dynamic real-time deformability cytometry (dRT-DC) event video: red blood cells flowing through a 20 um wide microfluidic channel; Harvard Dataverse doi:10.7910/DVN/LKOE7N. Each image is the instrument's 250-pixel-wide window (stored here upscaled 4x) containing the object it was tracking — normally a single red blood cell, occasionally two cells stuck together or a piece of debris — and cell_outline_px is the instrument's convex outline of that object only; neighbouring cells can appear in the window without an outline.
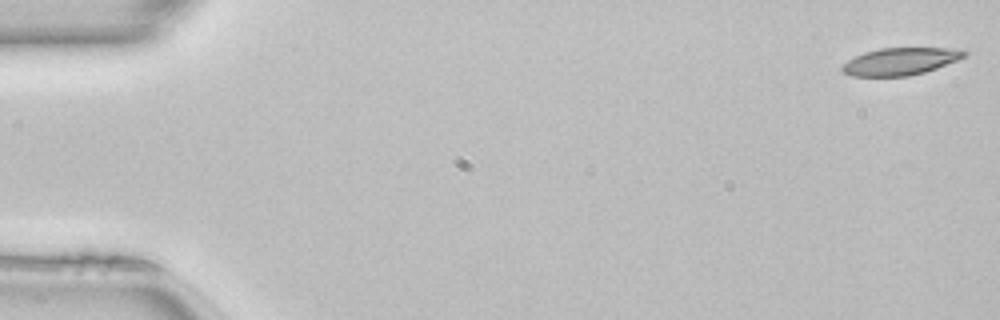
{"species": "common noctule bat (a hibernating species)", "species_latin": "Nyctalus noctula", "temperature_condition": "room temperature", "stored_images_in_passage": 50, "camera_frame_rate_fps": 3000, "um_per_image_px": 0.085, "animal": {"sex": "female", "body_mass_g": 22.7, "forearm_length_mm": 54.2}, "frame": {"image": 1, "passage_image": 1, "time_ms": 0.0, "image_size_px": [1000, 320], "cell_outline_px": [[968, 52], [964, 56], [956, 60], [936, 68], [924, 72], [908, 76], [852, 76], [844, 72], [840, 68], [848, 60], [864, 52], [880, 48], [960, 48]], "centroid_in_image_um": [76.53, 5.21], "position_along_channel_um": 8.5, "area_um2": 19.25}}
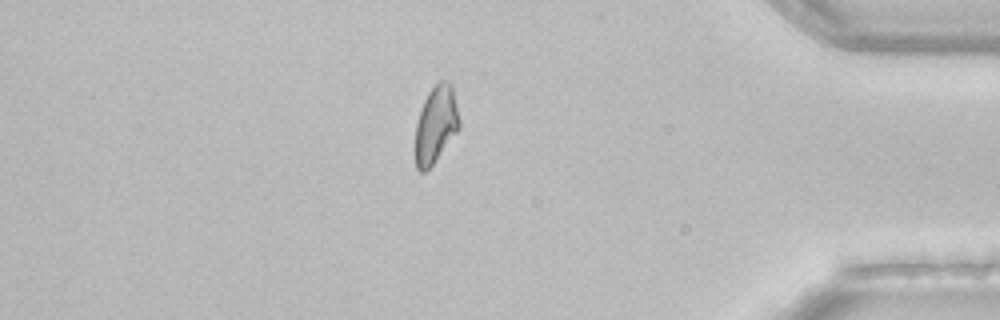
{"frame": {"image": 2, "passage_image": 43, "time_ms": 14.0, "image_size_px": [1000, 320], "cell_outline_px": [[460, 128], [432, 164], [424, 172], [420, 172], [416, 168], [416, 124], [424, 100], [428, 92], [440, 80], [448, 80], [452, 84], [460, 120]], "centroid_in_image_um": [37.07, 10.55], "position_along_channel_um": 398.1, "area_um2": 19.54}}
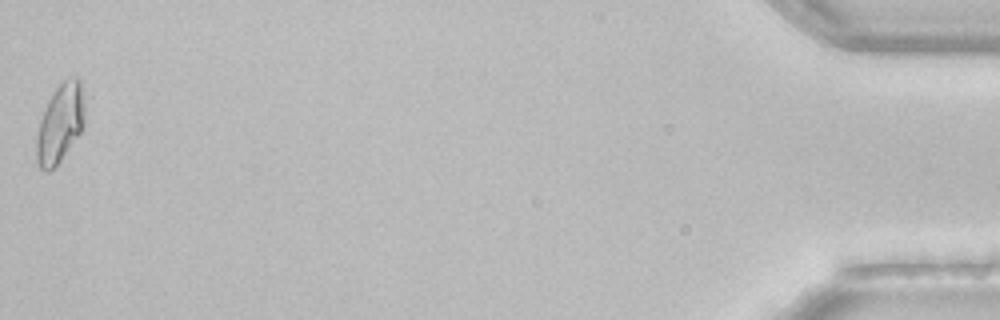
{"frame": {"image": 3, "passage_image": 50, "time_ms": 16.333, "image_size_px": [1000, 320], "cell_outline_px": [[84, 124], [80, 132], [60, 160], [48, 172], [44, 172], [40, 168], [36, 160], [36, 140], [40, 120], [48, 100], [56, 88], [64, 80], [76, 76], [80, 76], [84, 100]], "centroid_in_image_um": [5.11, 10.46], "position_along_channel_um": 430.1, "area_um2": 21.91}, "authors_computed_cell_mechanics": {"area_um2": 20.6924, "velocity_mm_per_s": 4.0962, "shape_relaxation_time_tau1_ms": null, "shape_relaxation_time_tau2_ms": 3.9357, "deformation_change_tau1": null, "deformation_change_tau2": 0.121}}